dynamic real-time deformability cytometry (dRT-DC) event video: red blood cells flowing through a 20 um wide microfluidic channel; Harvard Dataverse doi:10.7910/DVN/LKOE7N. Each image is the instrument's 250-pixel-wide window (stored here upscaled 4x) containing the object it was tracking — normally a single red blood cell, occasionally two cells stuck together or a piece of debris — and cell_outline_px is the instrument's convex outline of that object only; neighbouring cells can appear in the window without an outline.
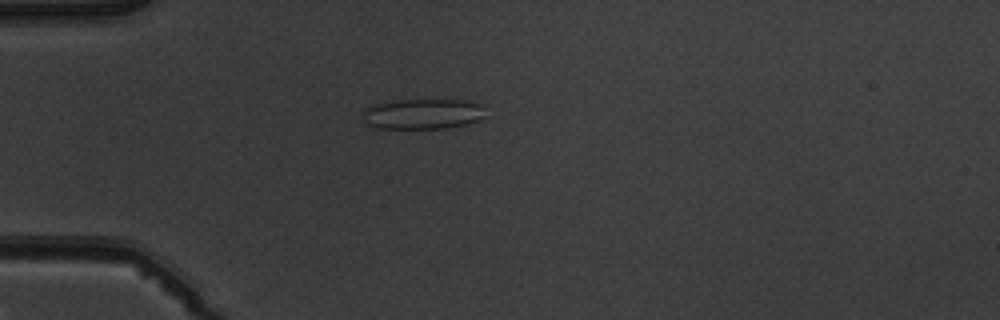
{"species": "common noctule bat (a hibernating species)", "species_latin": "Nyctalus noctula", "temperature_condition": "warm", "stored_images_in_passage": 4, "camera_frame_rate_fps": 3000, "um_per_image_px": 0.085, "animal": {"sex": "male", "body_mass_g": 19.5, "forearm_length_mm": 54.6}, "frame": {"image": 1, "passage_image": 4, "time_ms": 3.333, "image_size_px": [1000, 320], "cell_outline_px": [[484, 116], [480, 120], [448, 128], [376, 128], [368, 124], [364, 120], [360, 112], [376, 104], [392, 100], [468, 100], [484, 104]], "centroid_in_image_um": [35.96, 9.67], "position_along_channel_um": 49.0, "area_um2": 21.85}}